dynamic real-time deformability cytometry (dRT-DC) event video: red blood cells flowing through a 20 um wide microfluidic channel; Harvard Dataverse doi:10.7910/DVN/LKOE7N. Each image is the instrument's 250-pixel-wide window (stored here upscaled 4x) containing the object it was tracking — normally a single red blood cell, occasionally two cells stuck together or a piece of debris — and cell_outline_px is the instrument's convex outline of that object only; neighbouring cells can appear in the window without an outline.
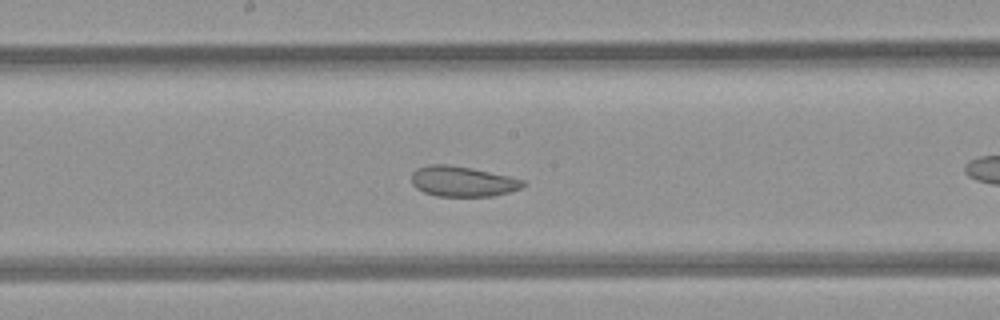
{"species": "common noctule bat (a hibernating species)", "species_latin": "Nyctalus noctula", "temperature_condition": "room temperature", "stored_images_in_passage": 43, "camera_frame_rate_fps": 3000, "um_per_image_px": 0.085, "animal": {"sex": "female", "body_mass_g": 21.9}, "frame": {"image": 1, "passage_image": 19, "time_ms": 6.0, "image_size_px": [1000, 320], "cell_outline_px": [[528, 184], [520, 188], [508, 192], [492, 196], [436, 196], [424, 192], [416, 188], [412, 184], [412, 172], [416, 168], [428, 164], [448, 164], [472, 168], [508, 176], [524, 180]], "centroid_in_image_um": [39.29, 15.41], "position_along_channel_um": 208.9, "area_um2": 19.77}}
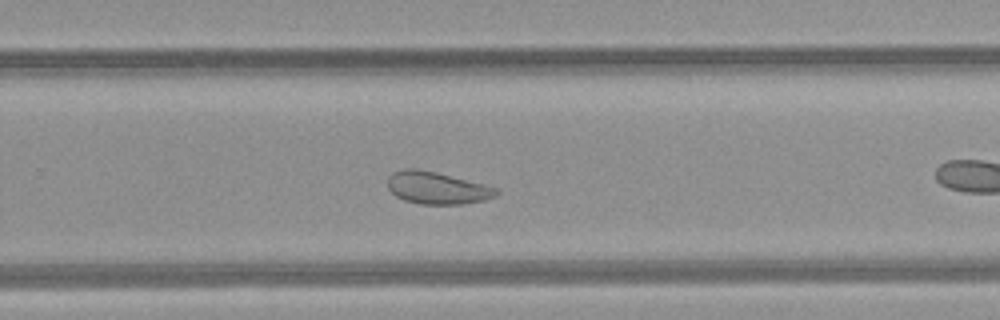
{"frame": {"image": 2, "passage_image": 25, "time_ms": 8.0, "image_size_px": [1000, 320], "cell_outline_px": [[500, 192], [496, 196], [484, 200], [464, 204], [420, 204], [404, 200], [396, 196], [388, 188], [388, 176], [392, 172], [404, 168], [416, 168], [436, 172], [500, 188]], "centroid_in_image_um": [37.16, 15.97], "position_along_channel_um": 292.6, "area_um2": 20.58}, "authors_computed_cell_mechanics": {"area_um2": 24.6228, "velocity_mm_per_s": 4.2236, "shape_relaxation_time_tau1_ms": null, "shape_relaxation_time_tau2_ms": 1.9618, "deformation_change_tau1": null, "deformation_change_tau2": 0.0659}}